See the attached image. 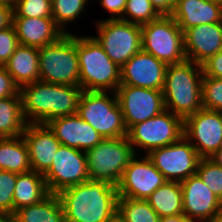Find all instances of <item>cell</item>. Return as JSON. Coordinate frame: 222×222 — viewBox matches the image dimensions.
<instances>
[{
    "label": "cell",
    "mask_w": 222,
    "mask_h": 222,
    "mask_svg": "<svg viewBox=\"0 0 222 222\" xmlns=\"http://www.w3.org/2000/svg\"><path fill=\"white\" fill-rule=\"evenodd\" d=\"M65 222H108L117 214V186L88 180L58 194Z\"/></svg>",
    "instance_id": "1"
},
{
    "label": "cell",
    "mask_w": 222,
    "mask_h": 222,
    "mask_svg": "<svg viewBox=\"0 0 222 222\" xmlns=\"http://www.w3.org/2000/svg\"><path fill=\"white\" fill-rule=\"evenodd\" d=\"M82 93L80 86L41 80L24 85L20 88L24 117L28 124H46L57 117L74 115Z\"/></svg>",
    "instance_id": "2"
},
{
    "label": "cell",
    "mask_w": 222,
    "mask_h": 222,
    "mask_svg": "<svg viewBox=\"0 0 222 222\" xmlns=\"http://www.w3.org/2000/svg\"><path fill=\"white\" fill-rule=\"evenodd\" d=\"M202 65L185 60L167 64L162 89L165 109L185 119L202 106Z\"/></svg>",
    "instance_id": "3"
},
{
    "label": "cell",
    "mask_w": 222,
    "mask_h": 222,
    "mask_svg": "<svg viewBox=\"0 0 222 222\" xmlns=\"http://www.w3.org/2000/svg\"><path fill=\"white\" fill-rule=\"evenodd\" d=\"M79 86L83 91L115 92L121 68L105 53L93 36H76ZM110 90V91H109Z\"/></svg>",
    "instance_id": "4"
},
{
    "label": "cell",
    "mask_w": 222,
    "mask_h": 222,
    "mask_svg": "<svg viewBox=\"0 0 222 222\" xmlns=\"http://www.w3.org/2000/svg\"><path fill=\"white\" fill-rule=\"evenodd\" d=\"M79 73L75 35L65 33L54 43L39 48V80L79 86Z\"/></svg>",
    "instance_id": "5"
},
{
    "label": "cell",
    "mask_w": 222,
    "mask_h": 222,
    "mask_svg": "<svg viewBox=\"0 0 222 222\" xmlns=\"http://www.w3.org/2000/svg\"><path fill=\"white\" fill-rule=\"evenodd\" d=\"M86 153L89 180L117 186L125 168L136 156L127 136L104 138Z\"/></svg>",
    "instance_id": "6"
},
{
    "label": "cell",
    "mask_w": 222,
    "mask_h": 222,
    "mask_svg": "<svg viewBox=\"0 0 222 222\" xmlns=\"http://www.w3.org/2000/svg\"><path fill=\"white\" fill-rule=\"evenodd\" d=\"M112 96L108 92L83 91L77 111L104 138L127 136L116 93Z\"/></svg>",
    "instance_id": "7"
},
{
    "label": "cell",
    "mask_w": 222,
    "mask_h": 222,
    "mask_svg": "<svg viewBox=\"0 0 222 222\" xmlns=\"http://www.w3.org/2000/svg\"><path fill=\"white\" fill-rule=\"evenodd\" d=\"M142 50L166 64L187 60L184 51V32L171 16L141 25Z\"/></svg>",
    "instance_id": "8"
},
{
    "label": "cell",
    "mask_w": 222,
    "mask_h": 222,
    "mask_svg": "<svg viewBox=\"0 0 222 222\" xmlns=\"http://www.w3.org/2000/svg\"><path fill=\"white\" fill-rule=\"evenodd\" d=\"M96 24L98 36L93 37L120 68L142 49L141 25L110 18Z\"/></svg>",
    "instance_id": "9"
},
{
    "label": "cell",
    "mask_w": 222,
    "mask_h": 222,
    "mask_svg": "<svg viewBox=\"0 0 222 222\" xmlns=\"http://www.w3.org/2000/svg\"><path fill=\"white\" fill-rule=\"evenodd\" d=\"M184 136V119L164 110L157 116L135 124L127 130V138L136 148L145 149L146 155L153 149L179 141Z\"/></svg>",
    "instance_id": "10"
},
{
    "label": "cell",
    "mask_w": 222,
    "mask_h": 222,
    "mask_svg": "<svg viewBox=\"0 0 222 222\" xmlns=\"http://www.w3.org/2000/svg\"><path fill=\"white\" fill-rule=\"evenodd\" d=\"M147 157L167 181L182 182L196 174L201 157L183 136L170 145L151 150Z\"/></svg>",
    "instance_id": "11"
},
{
    "label": "cell",
    "mask_w": 222,
    "mask_h": 222,
    "mask_svg": "<svg viewBox=\"0 0 222 222\" xmlns=\"http://www.w3.org/2000/svg\"><path fill=\"white\" fill-rule=\"evenodd\" d=\"M49 193L58 194L67 187L89 180L86 153L60 145L51 167L43 174Z\"/></svg>",
    "instance_id": "12"
},
{
    "label": "cell",
    "mask_w": 222,
    "mask_h": 222,
    "mask_svg": "<svg viewBox=\"0 0 222 222\" xmlns=\"http://www.w3.org/2000/svg\"><path fill=\"white\" fill-rule=\"evenodd\" d=\"M115 93L127 130L166 110L162 90L120 84Z\"/></svg>",
    "instance_id": "13"
},
{
    "label": "cell",
    "mask_w": 222,
    "mask_h": 222,
    "mask_svg": "<svg viewBox=\"0 0 222 222\" xmlns=\"http://www.w3.org/2000/svg\"><path fill=\"white\" fill-rule=\"evenodd\" d=\"M184 137L201 158H209L222 146V112L201 108L187 116Z\"/></svg>",
    "instance_id": "14"
},
{
    "label": "cell",
    "mask_w": 222,
    "mask_h": 222,
    "mask_svg": "<svg viewBox=\"0 0 222 222\" xmlns=\"http://www.w3.org/2000/svg\"><path fill=\"white\" fill-rule=\"evenodd\" d=\"M137 156L136 154L123 172L117 185L118 197L146 200L167 181L146 154L142 159H137Z\"/></svg>",
    "instance_id": "15"
},
{
    "label": "cell",
    "mask_w": 222,
    "mask_h": 222,
    "mask_svg": "<svg viewBox=\"0 0 222 222\" xmlns=\"http://www.w3.org/2000/svg\"><path fill=\"white\" fill-rule=\"evenodd\" d=\"M167 64L140 50L122 67L120 84L162 90Z\"/></svg>",
    "instance_id": "16"
},
{
    "label": "cell",
    "mask_w": 222,
    "mask_h": 222,
    "mask_svg": "<svg viewBox=\"0 0 222 222\" xmlns=\"http://www.w3.org/2000/svg\"><path fill=\"white\" fill-rule=\"evenodd\" d=\"M183 215L196 222H205L222 210V201L196 173L180 182Z\"/></svg>",
    "instance_id": "17"
},
{
    "label": "cell",
    "mask_w": 222,
    "mask_h": 222,
    "mask_svg": "<svg viewBox=\"0 0 222 222\" xmlns=\"http://www.w3.org/2000/svg\"><path fill=\"white\" fill-rule=\"evenodd\" d=\"M46 125L54 133L61 145L73 147L84 152L92 149L104 139L77 113L54 118L47 122Z\"/></svg>",
    "instance_id": "18"
},
{
    "label": "cell",
    "mask_w": 222,
    "mask_h": 222,
    "mask_svg": "<svg viewBox=\"0 0 222 222\" xmlns=\"http://www.w3.org/2000/svg\"><path fill=\"white\" fill-rule=\"evenodd\" d=\"M22 136L28 147L32 171L44 174L52 165L60 141L46 124H28Z\"/></svg>",
    "instance_id": "19"
},
{
    "label": "cell",
    "mask_w": 222,
    "mask_h": 222,
    "mask_svg": "<svg viewBox=\"0 0 222 222\" xmlns=\"http://www.w3.org/2000/svg\"><path fill=\"white\" fill-rule=\"evenodd\" d=\"M222 49V22L197 25L184 32L187 60L202 64Z\"/></svg>",
    "instance_id": "20"
},
{
    "label": "cell",
    "mask_w": 222,
    "mask_h": 222,
    "mask_svg": "<svg viewBox=\"0 0 222 222\" xmlns=\"http://www.w3.org/2000/svg\"><path fill=\"white\" fill-rule=\"evenodd\" d=\"M171 17L185 32L197 25L222 22V5L207 0H175Z\"/></svg>",
    "instance_id": "21"
},
{
    "label": "cell",
    "mask_w": 222,
    "mask_h": 222,
    "mask_svg": "<svg viewBox=\"0 0 222 222\" xmlns=\"http://www.w3.org/2000/svg\"><path fill=\"white\" fill-rule=\"evenodd\" d=\"M13 26L19 44L36 48L54 43L65 34L53 18L13 17Z\"/></svg>",
    "instance_id": "22"
},
{
    "label": "cell",
    "mask_w": 222,
    "mask_h": 222,
    "mask_svg": "<svg viewBox=\"0 0 222 222\" xmlns=\"http://www.w3.org/2000/svg\"><path fill=\"white\" fill-rule=\"evenodd\" d=\"M4 68L21 88L39 80V48L19 44Z\"/></svg>",
    "instance_id": "23"
},
{
    "label": "cell",
    "mask_w": 222,
    "mask_h": 222,
    "mask_svg": "<svg viewBox=\"0 0 222 222\" xmlns=\"http://www.w3.org/2000/svg\"><path fill=\"white\" fill-rule=\"evenodd\" d=\"M49 194L43 174L32 170L17 174L13 194L14 213L21 207L41 202Z\"/></svg>",
    "instance_id": "24"
},
{
    "label": "cell",
    "mask_w": 222,
    "mask_h": 222,
    "mask_svg": "<svg viewBox=\"0 0 222 222\" xmlns=\"http://www.w3.org/2000/svg\"><path fill=\"white\" fill-rule=\"evenodd\" d=\"M0 170L16 174L32 170L28 147L23 136L0 138Z\"/></svg>",
    "instance_id": "25"
},
{
    "label": "cell",
    "mask_w": 222,
    "mask_h": 222,
    "mask_svg": "<svg viewBox=\"0 0 222 222\" xmlns=\"http://www.w3.org/2000/svg\"><path fill=\"white\" fill-rule=\"evenodd\" d=\"M146 200L160 218L183 214L182 187L180 182L166 181Z\"/></svg>",
    "instance_id": "26"
},
{
    "label": "cell",
    "mask_w": 222,
    "mask_h": 222,
    "mask_svg": "<svg viewBox=\"0 0 222 222\" xmlns=\"http://www.w3.org/2000/svg\"><path fill=\"white\" fill-rule=\"evenodd\" d=\"M15 217L17 222H65L59 196L52 193L39 203L19 208Z\"/></svg>",
    "instance_id": "27"
},
{
    "label": "cell",
    "mask_w": 222,
    "mask_h": 222,
    "mask_svg": "<svg viewBox=\"0 0 222 222\" xmlns=\"http://www.w3.org/2000/svg\"><path fill=\"white\" fill-rule=\"evenodd\" d=\"M27 125L21 95L0 99V138L22 136Z\"/></svg>",
    "instance_id": "28"
},
{
    "label": "cell",
    "mask_w": 222,
    "mask_h": 222,
    "mask_svg": "<svg viewBox=\"0 0 222 222\" xmlns=\"http://www.w3.org/2000/svg\"><path fill=\"white\" fill-rule=\"evenodd\" d=\"M117 214L124 222H159L160 217L147 200L118 197Z\"/></svg>",
    "instance_id": "29"
},
{
    "label": "cell",
    "mask_w": 222,
    "mask_h": 222,
    "mask_svg": "<svg viewBox=\"0 0 222 222\" xmlns=\"http://www.w3.org/2000/svg\"><path fill=\"white\" fill-rule=\"evenodd\" d=\"M89 0H53L52 18L63 33H70L64 25L79 18ZM78 17V18H77Z\"/></svg>",
    "instance_id": "30"
},
{
    "label": "cell",
    "mask_w": 222,
    "mask_h": 222,
    "mask_svg": "<svg viewBox=\"0 0 222 222\" xmlns=\"http://www.w3.org/2000/svg\"><path fill=\"white\" fill-rule=\"evenodd\" d=\"M160 15L150 0H127L121 20L143 25L158 19Z\"/></svg>",
    "instance_id": "31"
},
{
    "label": "cell",
    "mask_w": 222,
    "mask_h": 222,
    "mask_svg": "<svg viewBox=\"0 0 222 222\" xmlns=\"http://www.w3.org/2000/svg\"><path fill=\"white\" fill-rule=\"evenodd\" d=\"M209 189L222 201V167L209 158H201L196 172Z\"/></svg>",
    "instance_id": "32"
},
{
    "label": "cell",
    "mask_w": 222,
    "mask_h": 222,
    "mask_svg": "<svg viewBox=\"0 0 222 222\" xmlns=\"http://www.w3.org/2000/svg\"><path fill=\"white\" fill-rule=\"evenodd\" d=\"M13 17L52 18V1L16 0Z\"/></svg>",
    "instance_id": "33"
},
{
    "label": "cell",
    "mask_w": 222,
    "mask_h": 222,
    "mask_svg": "<svg viewBox=\"0 0 222 222\" xmlns=\"http://www.w3.org/2000/svg\"><path fill=\"white\" fill-rule=\"evenodd\" d=\"M202 106L205 109L222 112V79L203 76Z\"/></svg>",
    "instance_id": "34"
},
{
    "label": "cell",
    "mask_w": 222,
    "mask_h": 222,
    "mask_svg": "<svg viewBox=\"0 0 222 222\" xmlns=\"http://www.w3.org/2000/svg\"><path fill=\"white\" fill-rule=\"evenodd\" d=\"M17 174L0 170V213H14V187Z\"/></svg>",
    "instance_id": "35"
},
{
    "label": "cell",
    "mask_w": 222,
    "mask_h": 222,
    "mask_svg": "<svg viewBox=\"0 0 222 222\" xmlns=\"http://www.w3.org/2000/svg\"><path fill=\"white\" fill-rule=\"evenodd\" d=\"M18 45V38L13 25L0 30V66L5 65Z\"/></svg>",
    "instance_id": "36"
},
{
    "label": "cell",
    "mask_w": 222,
    "mask_h": 222,
    "mask_svg": "<svg viewBox=\"0 0 222 222\" xmlns=\"http://www.w3.org/2000/svg\"><path fill=\"white\" fill-rule=\"evenodd\" d=\"M203 75L222 79V49L202 64Z\"/></svg>",
    "instance_id": "37"
},
{
    "label": "cell",
    "mask_w": 222,
    "mask_h": 222,
    "mask_svg": "<svg viewBox=\"0 0 222 222\" xmlns=\"http://www.w3.org/2000/svg\"><path fill=\"white\" fill-rule=\"evenodd\" d=\"M14 95H20V88L14 83L4 66H0V99Z\"/></svg>",
    "instance_id": "38"
},
{
    "label": "cell",
    "mask_w": 222,
    "mask_h": 222,
    "mask_svg": "<svg viewBox=\"0 0 222 222\" xmlns=\"http://www.w3.org/2000/svg\"><path fill=\"white\" fill-rule=\"evenodd\" d=\"M126 2L127 0H100V5L110 13V19H120L124 14Z\"/></svg>",
    "instance_id": "39"
},
{
    "label": "cell",
    "mask_w": 222,
    "mask_h": 222,
    "mask_svg": "<svg viewBox=\"0 0 222 222\" xmlns=\"http://www.w3.org/2000/svg\"><path fill=\"white\" fill-rule=\"evenodd\" d=\"M152 6L160 16H171L175 7V0H150Z\"/></svg>",
    "instance_id": "40"
},
{
    "label": "cell",
    "mask_w": 222,
    "mask_h": 222,
    "mask_svg": "<svg viewBox=\"0 0 222 222\" xmlns=\"http://www.w3.org/2000/svg\"><path fill=\"white\" fill-rule=\"evenodd\" d=\"M14 7L0 5V30L6 29L13 25Z\"/></svg>",
    "instance_id": "41"
},
{
    "label": "cell",
    "mask_w": 222,
    "mask_h": 222,
    "mask_svg": "<svg viewBox=\"0 0 222 222\" xmlns=\"http://www.w3.org/2000/svg\"><path fill=\"white\" fill-rule=\"evenodd\" d=\"M159 222H196V221L188 219L185 215L180 214L177 216L161 217L159 219Z\"/></svg>",
    "instance_id": "42"
},
{
    "label": "cell",
    "mask_w": 222,
    "mask_h": 222,
    "mask_svg": "<svg viewBox=\"0 0 222 222\" xmlns=\"http://www.w3.org/2000/svg\"><path fill=\"white\" fill-rule=\"evenodd\" d=\"M209 159H211L216 165L222 167V146L212 154Z\"/></svg>",
    "instance_id": "43"
},
{
    "label": "cell",
    "mask_w": 222,
    "mask_h": 222,
    "mask_svg": "<svg viewBox=\"0 0 222 222\" xmlns=\"http://www.w3.org/2000/svg\"><path fill=\"white\" fill-rule=\"evenodd\" d=\"M0 222H17L15 213H0Z\"/></svg>",
    "instance_id": "44"
},
{
    "label": "cell",
    "mask_w": 222,
    "mask_h": 222,
    "mask_svg": "<svg viewBox=\"0 0 222 222\" xmlns=\"http://www.w3.org/2000/svg\"><path fill=\"white\" fill-rule=\"evenodd\" d=\"M205 222H222V210Z\"/></svg>",
    "instance_id": "45"
},
{
    "label": "cell",
    "mask_w": 222,
    "mask_h": 222,
    "mask_svg": "<svg viewBox=\"0 0 222 222\" xmlns=\"http://www.w3.org/2000/svg\"><path fill=\"white\" fill-rule=\"evenodd\" d=\"M16 0H0V5H8L14 7Z\"/></svg>",
    "instance_id": "46"
},
{
    "label": "cell",
    "mask_w": 222,
    "mask_h": 222,
    "mask_svg": "<svg viewBox=\"0 0 222 222\" xmlns=\"http://www.w3.org/2000/svg\"><path fill=\"white\" fill-rule=\"evenodd\" d=\"M108 222H124L118 214H116L112 219H110Z\"/></svg>",
    "instance_id": "47"
},
{
    "label": "cell",
    "mask_w": 222,
    "mask_h": 222,
    "mask_svg": "<svg viewBox=\"0 0 222 222\" xmlns=\"http://www.w3.org/2000/svg\"><path fill=\"white\" fill-rule=\"evenodd\" d=\"M207 1H212V2H216L222 5V0H207Z\"/></svg>",
    "instance_id": "48"
}]
</instances>
